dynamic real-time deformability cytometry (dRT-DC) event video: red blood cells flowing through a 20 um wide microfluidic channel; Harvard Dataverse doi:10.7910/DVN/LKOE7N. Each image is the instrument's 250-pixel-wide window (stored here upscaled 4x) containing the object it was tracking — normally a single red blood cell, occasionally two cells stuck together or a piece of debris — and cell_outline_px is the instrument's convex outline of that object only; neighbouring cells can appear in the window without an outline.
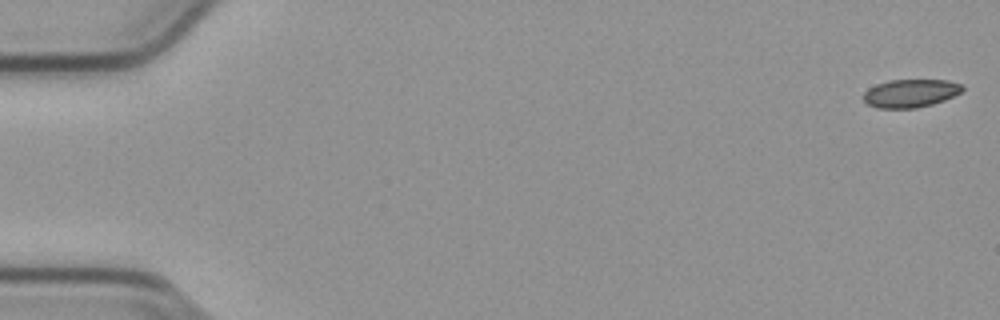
{"species": "common noctule bat (a hibernating species)", "species_latin": "Nyctalus noctula", "temperature_condition": "cold", "stored_images_in_passage": 13, "camera_frame_rate_fps": 3000, "um_per_image_px": 0.085, "animal": {"sex": "male", "body_mass_g": 23.1, "forearm_length_mm": 52.7}, "frame": {"image": 1, "passage_image": 1, "time_ms": 0.0, "image_size_px": [1000, 320], "cell_outline_px": [[964, 88], [960, 92], [944, 100], [932, 104], [916, 108], [876, 108], [868, 104], [864, 100], [864, 92], [868, 88], [876, 84], [892, 80], [948, 80], [964, 84]], "centroid_in_image_um": [77.4, 7.92], "position_along_channel_um": 7.6, "area_um2": 16.18}}